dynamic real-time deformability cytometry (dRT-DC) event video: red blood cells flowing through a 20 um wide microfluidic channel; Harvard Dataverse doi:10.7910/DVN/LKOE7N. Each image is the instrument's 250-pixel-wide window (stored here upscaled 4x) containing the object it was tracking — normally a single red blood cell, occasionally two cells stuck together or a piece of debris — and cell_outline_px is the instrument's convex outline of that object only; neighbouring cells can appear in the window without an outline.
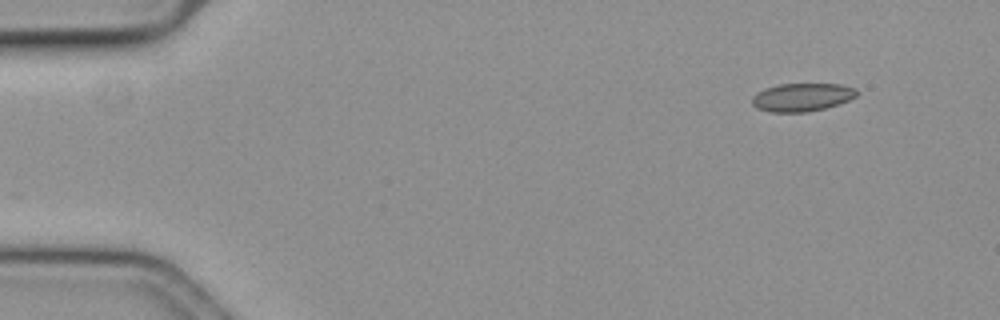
{"species": "common noctule bat (a hibernating species)", "species_latin": "Nyctalus noctula", "temperature_condition": "cold", "stored_images_in_passage": 49, "camera_frame_rate_fps": 3000, "um_per_image_px": 0.085, "animal": {"sex": "female", "body_mass_g": 19.3, "forearm_length_mm": 54.1}, "frame": {"image": 1, "passage_image": 1, "time_ms": 0.0, "image_size_px": [1000, 320], "cell_outline_px": [[856, 96], [840, 104], [808, 112], [768, 112], [756, 108], [752, 104], [752, 96], [756, 92], [764, 88], [780, 84], [840, 84], [856, 88]], "centroid_in_image_um": [68.13, 8.27], "position_along_channel_um": 16.9, "area_um2": 17.28}}
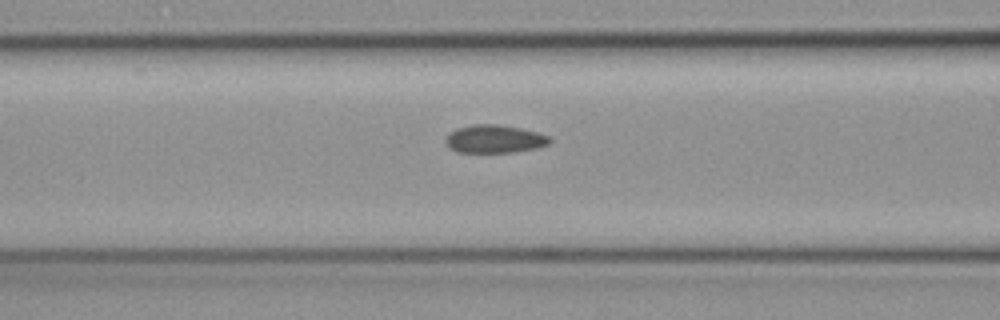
{"frame": {"image": 2, "passage_image": 19, "time_ms": 6.0, "image_size_px": [1000, 320], "cell_outline_px": [[552, 140], [548, 144], [536, 148], [516, 152], [456, 152], [448, 148], [444, 140], [444, 136], [456, 128], [476, 124], [496, 124], [520, 128], [540, 132], [548, 136]], "centroid_in_image_um": [42.0, 11.81], "position_along_channel_um": 124.6, "area_um2": 17.22}}
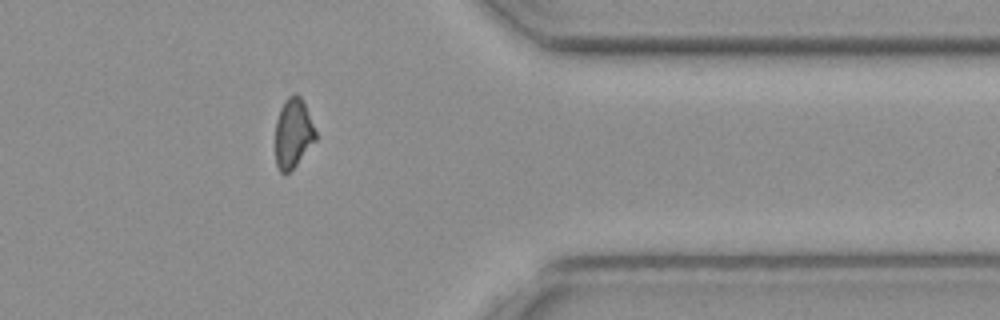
{"frame": {"image": 3, "passage_image": 42, "time_ms": 13.667, "image_size_px": [1000, 320], "cell_outline_px": [[316, 140], [296, 164], [288, 172], [280, 172], [276, 164], [276, 120], [280, 108], [284, 100], [288, 96], [296, 92], [300, 96], [304, 104], [316, 132]], "centroid_in_image_um": [24.9, 11.29], "position_along_channel_um": 386.5, "area_um2": 16.07}}